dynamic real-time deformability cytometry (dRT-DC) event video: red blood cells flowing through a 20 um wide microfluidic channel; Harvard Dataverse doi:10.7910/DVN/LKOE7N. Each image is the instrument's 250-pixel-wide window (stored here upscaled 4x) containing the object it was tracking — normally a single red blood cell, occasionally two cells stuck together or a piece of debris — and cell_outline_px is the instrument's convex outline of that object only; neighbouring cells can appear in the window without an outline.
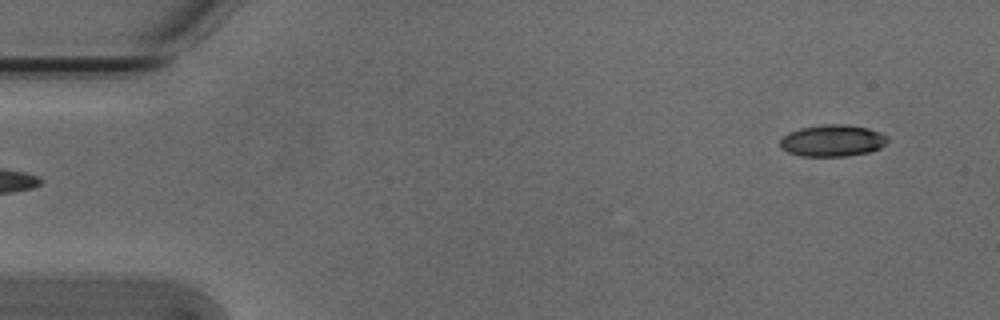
{"species": "Egyptian fruit bat (a non-hibernating species)", "species_latin": "Rousettus aegyptiacus", "temperature_condition": "cold", "stored_images_in_passage": 3, "segment_of_instrument_passage": [2, 2], "camera_frame_rate_fps": 3000, "um_per_image_px": 0.085, "animal": {"sex": "male"}, "frame": {"image": 1, "passage_image": 3, "time_ms": 0.667, "image_size_px": [1000, 320], "cell_outline_px": [[888, 140], [880, 148], [868, 152], [848, 156], [800, 156], [788, 152], [780, 148], [780, 140], [788, 132], [800, 128], [824, 124], [848, 124], [868, 128], [880, 132], [888, 136]], "centroid_in_image_um": [70.75, 11.95], "position_along_channel_um": 14.2, "area_um2": 20.0}}